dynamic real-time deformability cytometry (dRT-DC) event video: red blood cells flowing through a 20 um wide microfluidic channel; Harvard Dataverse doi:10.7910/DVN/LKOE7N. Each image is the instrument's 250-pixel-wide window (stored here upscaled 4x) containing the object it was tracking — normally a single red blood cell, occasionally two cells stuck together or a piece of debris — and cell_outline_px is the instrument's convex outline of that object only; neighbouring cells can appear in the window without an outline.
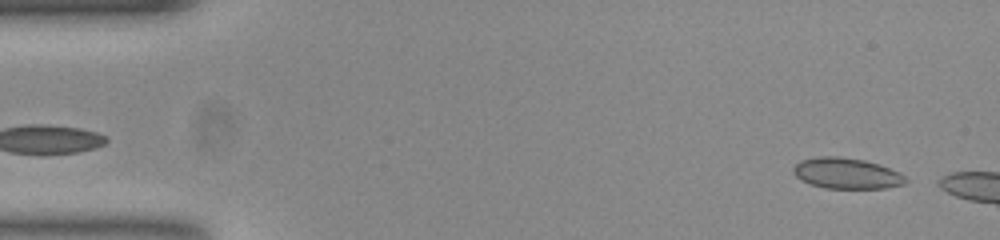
{"species": "common noctule bat (a hibernating species)", "species_latin": "Nyctalus noctula", "temperature_condition": "room temperature", "stored_images_in_passage": 16, "camera_frame_rate_fps": 3000, "um_per_image_px": 0.085, "animal": {"sex": "female", "body_mass_g": 23.0, "forearm_length_mm": 53.4}, "frame": {"image": 1, "passage_image": 3, "time_ms": 0.667, "image_size_px": [1000, 240], "cell_outline_px": [[908, 180], [904, 184], [884, 188], [824, 188], [800, 180], [792, 172], [792, 168], [800, 160], [824, 156], [840, 156], [864, 160], [880, 164], [900, 172]], "centroid_in_image_um": [71.96, 14.73], "position_along_channel_um": 13.0, "area_um2": 20.23}}
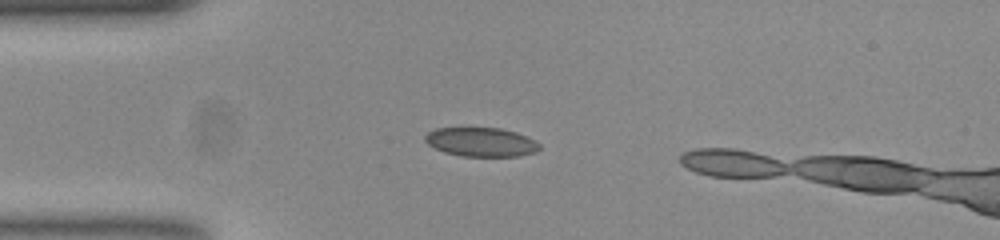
{"frame": {"image": 2, "passage_image": 13, "time_ms": 4.0, "image_size_px": [1000, 240], "cell_outline_px": [[540, 148], [536, 152], [520, 156], [460, 156], [444, 152], [428, 144], [424, 140], [424, 136], [428, 132], [436, 128], [500, 128], [516, 132], [528, 136], [536, 140], [540, 144]], "centroid_in_image_um": [40.92, 12.07], "position_along_channel_um": 44.1, "area_um2": 19.48}}